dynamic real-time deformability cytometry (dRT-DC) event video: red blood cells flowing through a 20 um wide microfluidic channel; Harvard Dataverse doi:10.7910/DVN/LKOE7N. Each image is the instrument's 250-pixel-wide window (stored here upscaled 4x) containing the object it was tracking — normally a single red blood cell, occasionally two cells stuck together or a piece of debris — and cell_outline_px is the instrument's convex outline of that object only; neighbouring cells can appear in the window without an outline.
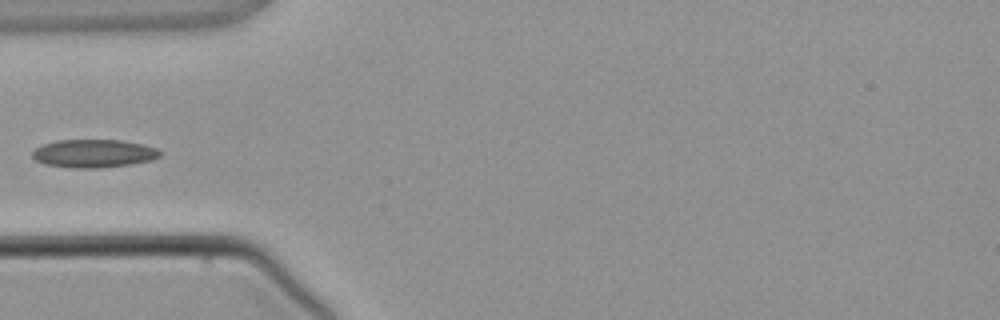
{"species": "common noctule bat (a hibernating species)", "species_latin": "Nyctalus noctula", "temperature_condition": "warm", "stored_images_in_passage": 3, "camera_frame_rate_fps": 3000, "um_per_image_px": 0.085, "animal": {"sex": "male", "body_mass_g": 21.5, "forearm_length_mm": 52.0}, "frame": {"image": 1, "passage_image": 3, "time_ms": 2.333, "image_size_px": [1000, 320], "cell_outline_px": [[160, 156], [152, 160], [128, 164], [100, 168], [72, 168], [44, 164], [36, 160], [32, 156], [32, 152], [36, 148], [44, 144], [56, 140], [120, 140], [140, 144], [156, 148], [160, 152]], "centroid_in_image_um": [7.93, 13.05], "position_along_channel_um": 77.1, "area_um2": 20.75}}